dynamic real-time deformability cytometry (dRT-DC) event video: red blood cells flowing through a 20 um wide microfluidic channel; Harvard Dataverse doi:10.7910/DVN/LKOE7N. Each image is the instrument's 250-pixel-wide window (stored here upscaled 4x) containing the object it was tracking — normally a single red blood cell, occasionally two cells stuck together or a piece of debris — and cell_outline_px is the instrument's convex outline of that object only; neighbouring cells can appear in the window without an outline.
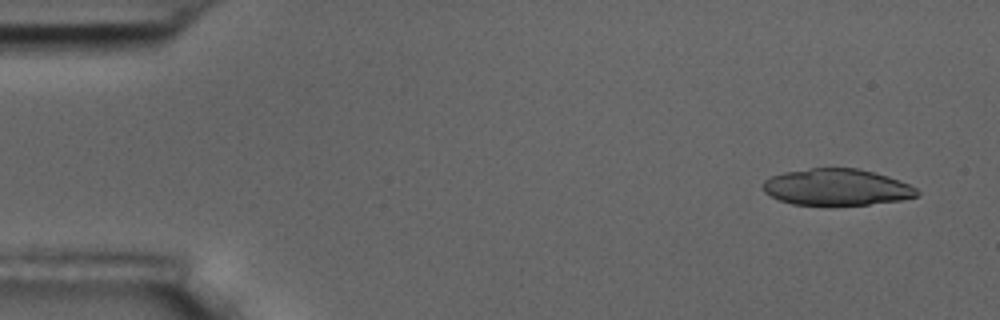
{"species": "common noctule bat (a hibernating species)", "species_latin": "Nyctalus noctula", "temperature_condition": "room temperature", "stored_images_in_passage": 6, "camera_frame_rate_fps": 3000, "um_per_image_px": 0.085, "animal": {"sex": "male", "body_mass_g": 17.5, "forearm_length_mm": 52.3}, "frame": {"image": 1, "passage_image": 1, "time_ms": 0.0, "image_size_px": [1000, 320], "cell_outline_px": [[920, 192], [916, 196], [900, 200], [868, 204], [832, 208], [828, 208], [792, 204], [780, 200], [764, 192], [760, 184], [764, 180], [772, 176], [784, 172], [812, 168], [856, 168], [888, 176], [908, 184], [916, 188]], "centroid_in_image_um": [71.07, 15.95], "position_along_channel_um": 13.9, "area_um2": 33.52}}